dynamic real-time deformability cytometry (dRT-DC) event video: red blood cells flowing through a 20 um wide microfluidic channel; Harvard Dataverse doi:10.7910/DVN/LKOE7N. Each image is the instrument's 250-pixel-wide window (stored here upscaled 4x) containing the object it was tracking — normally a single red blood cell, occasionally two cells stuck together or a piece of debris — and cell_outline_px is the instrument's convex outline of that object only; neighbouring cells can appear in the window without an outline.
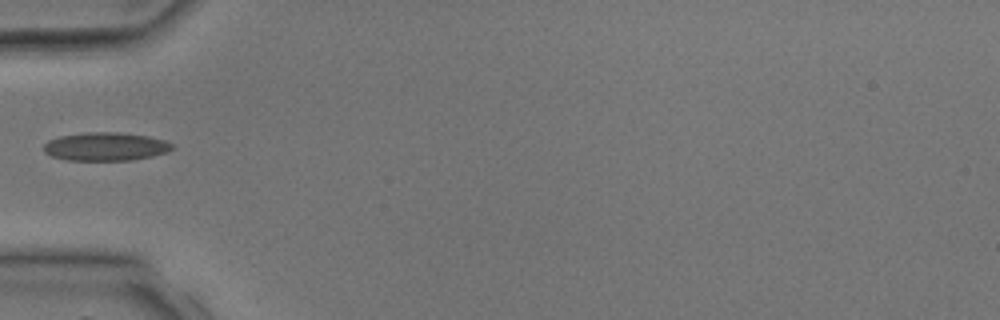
{"species": "common noctule bat (a hibernating species)", "species_latin": "Nyctalus noctula", "temperature_condition": "room temperature", "stored_images_in_passage": 2, "camera_frame_rate_fps": 3000, "um_per_image_px": 0.085, "animal": {"sex": "male", "body_mass_g": 17.9, "forearm_length_mm": 54.2}, "frame": {"image": 1, "passage_image": 2, "time_ms": 1.0, "image_size_px": [1000, 320], "cell_outline_px": [[172, 148], [168, 152], [152, 156], [132, 160], [68, 160], [52, 156], [44, 152], [44, 144], [48, 140], [60, 136], [84, 132], [120, 132], [148, 136], [164, 140], [172, 144]], "centroid_in_image_um": [8.97, 12.45], "position_along_channel_um": 76.0, "area_um2": 21.21}}